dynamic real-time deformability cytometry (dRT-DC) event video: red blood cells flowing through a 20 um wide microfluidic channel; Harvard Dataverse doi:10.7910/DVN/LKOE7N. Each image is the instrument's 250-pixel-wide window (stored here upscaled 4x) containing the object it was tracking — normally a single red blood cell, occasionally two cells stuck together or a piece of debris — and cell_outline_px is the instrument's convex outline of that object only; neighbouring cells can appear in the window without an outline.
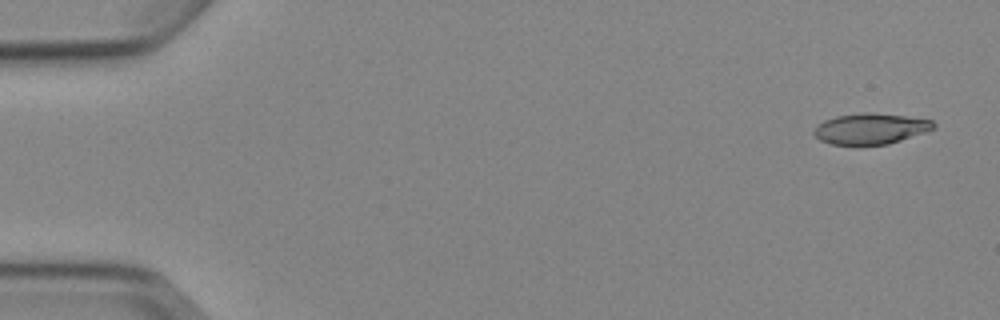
{"species": "Egyptian fruit bat (a non-hibernating species)", "species_latin": "Rousettus aegyptiacus", "temperature_condition": "cold", "stored_images_in_passage": 8, "camera_frame_rate_fps": 3000, "um_per_image_px": 0.085, "animal": {"sex": "female"}, "frame": {"image": 1, "passage_image": 1, "time_ms": 0.0, "image_size_px": [1000, 320], "cell_outline_px": [[936, 128], [888, 144], [832, 144], [820, 140], [812, 132], [824, 120], [836, 116], [864, 112], [868, 112], [904, 116], [932, 120], [936, 124]], "centroid_in_image_um": [74.01, 10.93], "position_along_channel_um": 11.0, "area_um2": 21.1}}
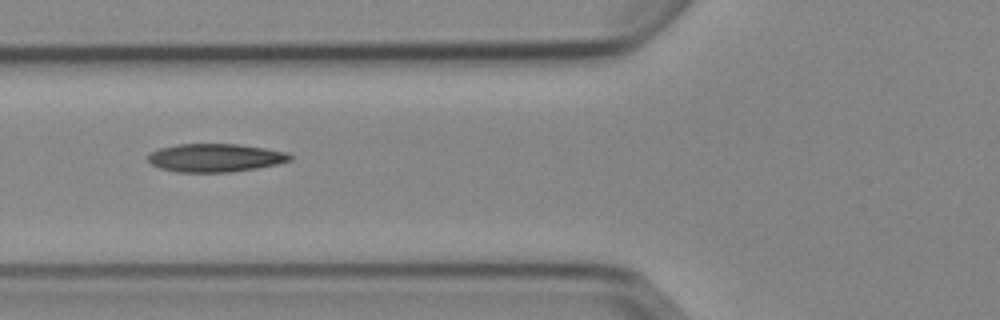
{"frame": {"image": 2, "passage_image": 6, "time_ms": 6.0, "image_size_px": [1000, 320], "cell_outline_px": [[292, 160], [276, 164], [256, 168], [232, 172], [176, 172], [160, 168], [152, 164], [148, 160], [148, 156], [152, 152], [160, 148], [176, 144], [240, 144], [264, 148], [284, 152], [292, 156]], "centroid_in_image_um": [18.28, 13.41], "position_along_channel_um": 107.5, "area_um2": 23.24}}
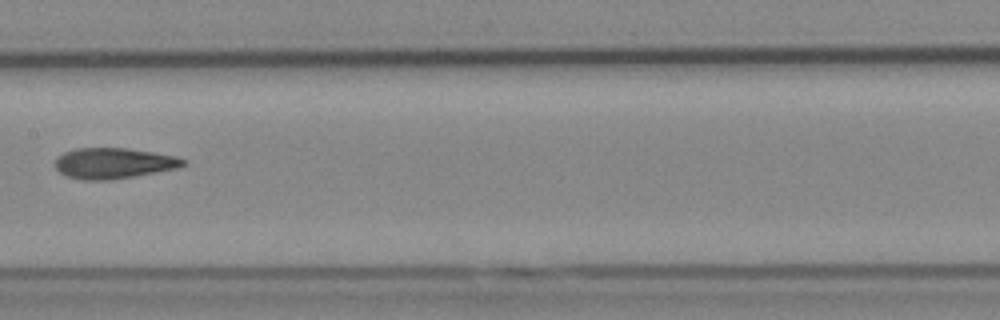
{"frame": {"image": 3, "passage_image": 8, "time_ms": 8.333, "image_size_px": [1000, 320], "cell_outline_px": [[188, 164], [176, 168], [132, 176], [108, 180], [84, 180], [68, 176], [60, 172], [52, 164], [56, 156], [64, 152], [76, 148], [128, 148], [176, 156], [188, 160]], "centroid_in_image_um": [9.63, 13.86], "position_along_channel_um": 197.8, "area_um2": 22.95}}